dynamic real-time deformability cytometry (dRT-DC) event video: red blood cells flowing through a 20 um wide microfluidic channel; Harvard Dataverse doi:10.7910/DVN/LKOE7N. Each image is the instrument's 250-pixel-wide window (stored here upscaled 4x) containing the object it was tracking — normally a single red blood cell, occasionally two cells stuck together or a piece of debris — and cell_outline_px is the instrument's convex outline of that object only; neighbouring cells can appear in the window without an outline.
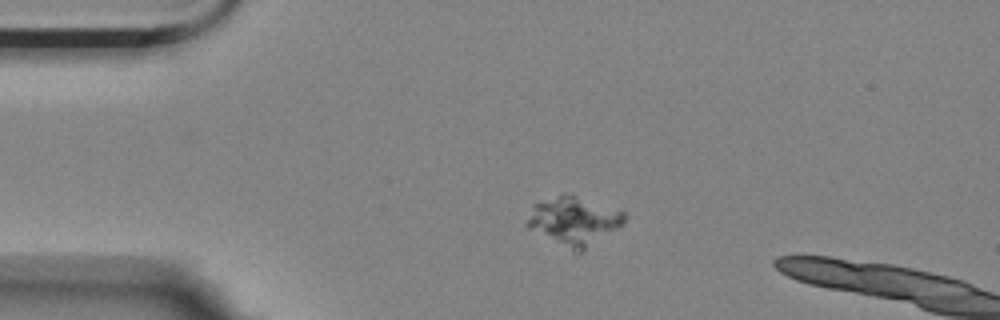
{"species": "Egyptian fruit bat (a non-hibernating species)", "species_latin": "Rousettus aegyptiacus", "temperature_condition": "room temperature", "stored_images_in_passage": 4, "camera_frame_rate_fps": 3000, "um_per_image_px": 0.085, "animal": {"sex": "female"}, "frame": {"image": 1, "passage_image": 1, "time_ms": 0.0, "image_size_px": [1000, 320], "cell_outline_px": [[624, 224], [576, 256], [528, 228], [524, 224], [532, 204], [564, 192], [572, 192], [624, 212]], "centroid_in_image_um": [48.73, 18.79], "position_along_channel_um": 36.3, "area_um2": 28.55}}